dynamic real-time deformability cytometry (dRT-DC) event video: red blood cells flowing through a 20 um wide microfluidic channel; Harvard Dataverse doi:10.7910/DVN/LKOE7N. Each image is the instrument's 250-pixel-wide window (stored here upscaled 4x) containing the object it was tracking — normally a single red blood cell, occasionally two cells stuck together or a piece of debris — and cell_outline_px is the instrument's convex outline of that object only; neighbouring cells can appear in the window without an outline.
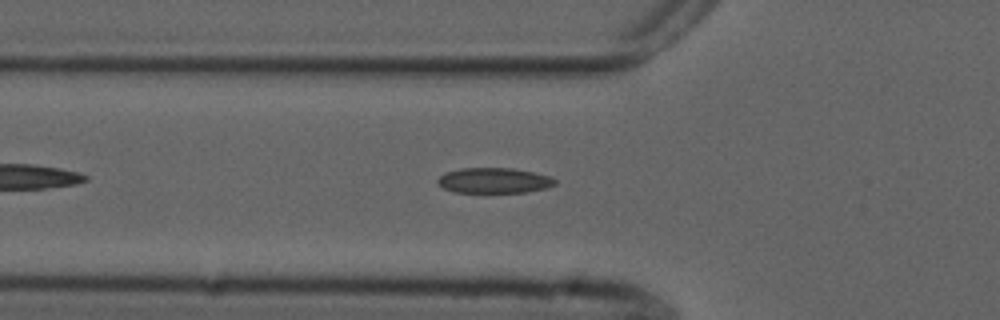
{"species": "common noctule bat (a hibernating species)", "species_latin": "Nyctalus noctula", "temperature_condition": "cold", "stored_images_in_passage": 19, "camera_frame_rate_fps": 3000, "um_per_image_px": 0.085, "animal": {"sex": "male", "forearm_length_mm": 52.5}, "frame": {"image": 1, "passage_image": 8, "time_ms": 2.333, "image_size_px": [1000, 320], "cell_outline_px": [[556, 184], [544, 188], [524, 192], [452, 192], [444, 188], [436, 180], [444, 172], [460, 168], [512, 168], [532, 172], [548, 176], [556, 180]], "centroid_in_image_um": [41.94, 15.33], "position_along_channel_um": 83.9, "area_um2": 17.17}}
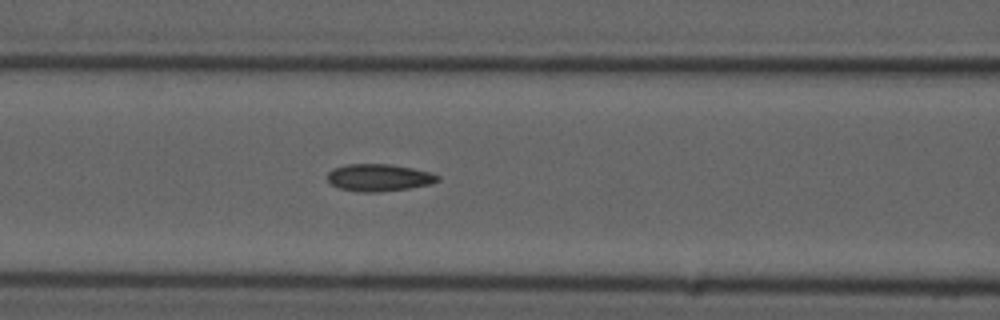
{"frame": {"image": 2, "passage_image": 12, "time_ms": 3.667, "image_size_px": [1000, 320], "cell_outline_px": [[440, 180], [432, 184], [408, 188], [376, 192], [360, 192], [340, 188], [332, 184], [328, 180], [328, 172], [332, 168], [348, 164], [388, 164], [412, 168], [428, 172], [440, 176]], "centroid_in_image_um": [32.21, 15.09], "position_along_channel_um": 134.4, "area_um2": 17.34}}
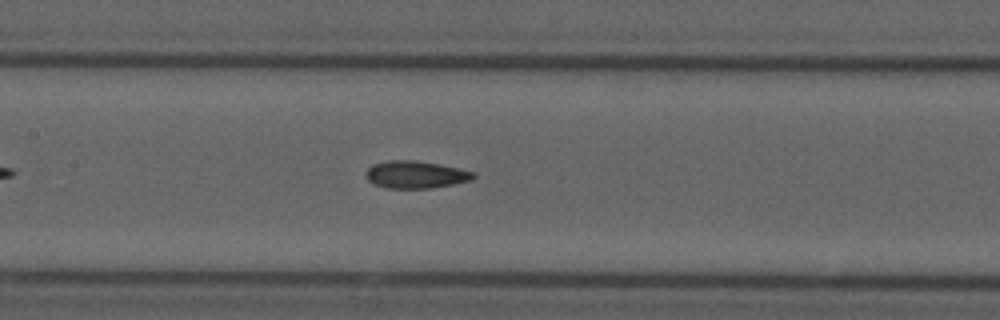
{"frame": {"image": 3, "passage_image": 15, "time_ms": 4.667, "image_size_px": [1000, 320], "cell_outline_px": [[476, 176], [472, 180], [432, 188], [384, 188], [372, 184], [368, 180], [368, 168], [372, 164], [388, 160], [412, 160], [436, 164], [476, 172]], "centroid_in_image_um": [35.32, 14.85], "position_along_channel_um": 172.1, "area_um2": 16.99}}